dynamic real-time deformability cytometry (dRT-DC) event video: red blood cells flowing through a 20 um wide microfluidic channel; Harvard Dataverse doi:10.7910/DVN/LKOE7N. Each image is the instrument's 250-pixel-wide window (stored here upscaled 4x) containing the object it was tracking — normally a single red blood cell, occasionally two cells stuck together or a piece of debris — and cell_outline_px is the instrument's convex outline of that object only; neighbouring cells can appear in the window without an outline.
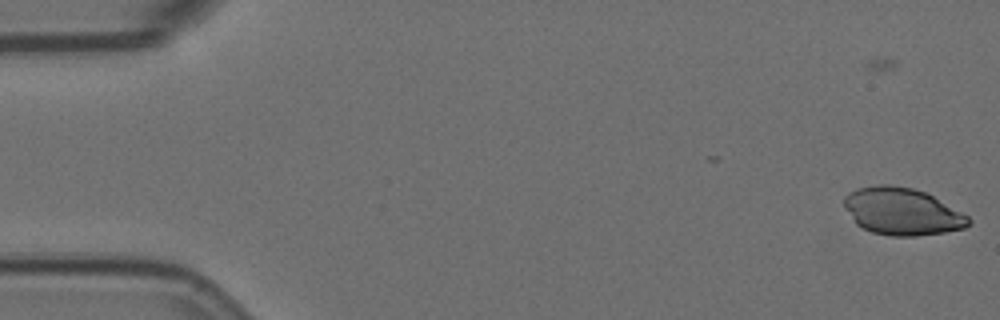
{"species": "Egyptian fruit bat (a non-hibernating species)", "species_latin": "Rousettus aegyptiacus", "temperature_condition": "room temperature", "stored_images_in_passage": 7, "camera_frame_rate_fps": 3000, "um_per_image_px": 0.085, "animal": {"sex": "female"}, "frame": {"image": 1, "passage_image": 2, "time_ms": 0.333, "image_size_px": [1000, 320], "cell_outline_px": [[972, 224], [964, 228], [944, 232], [916, 236], [892, 236], [872, 232], [856, 224], [844, 208], [844, 196], [848, 192], [856, 188], [876, 184], [888, 184], [912, 188], [924, 192], [932, 196], [968, 216], [972, 220]], "centroid_in_image_um": [76.64, 17.97], "position_along_channel_um": 8.4, "area_um2": 34.22}}